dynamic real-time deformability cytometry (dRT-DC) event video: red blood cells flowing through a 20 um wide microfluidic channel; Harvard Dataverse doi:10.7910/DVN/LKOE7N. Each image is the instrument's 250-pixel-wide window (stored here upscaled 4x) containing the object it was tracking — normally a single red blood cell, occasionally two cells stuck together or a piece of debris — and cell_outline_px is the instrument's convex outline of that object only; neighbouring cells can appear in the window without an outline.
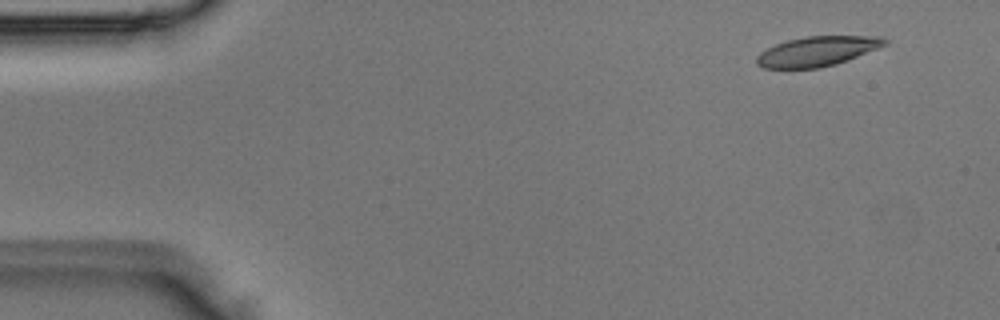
{"species": "Egyptian fruit bat (a non-hibernating species)", "species_latin": "Rousettus aegyptiacus", "temperature_condition": "room temperature", "stored_images_in_passage": 6, "camera_frame_rate_fps": 3000, "um_per_image_px": 0.085, "animal": {"sex": "male"}, "frame": {"image": 1, "passage_image": 2, "time_ms": 0.333, "image_size_px": [1000, 320], "cell_outline_px": [[888, 44], [836, 64], [820, 68], [764, 68], [756, 64], [756, 56], [760, 52], [776, 44], [788, 40], [804, 36], [880, 36], [888, 40]], "centroid_in_image_um": [69.46, 4.35], "position_along_channel_um": 15.5, "area_um2": 22.14}}